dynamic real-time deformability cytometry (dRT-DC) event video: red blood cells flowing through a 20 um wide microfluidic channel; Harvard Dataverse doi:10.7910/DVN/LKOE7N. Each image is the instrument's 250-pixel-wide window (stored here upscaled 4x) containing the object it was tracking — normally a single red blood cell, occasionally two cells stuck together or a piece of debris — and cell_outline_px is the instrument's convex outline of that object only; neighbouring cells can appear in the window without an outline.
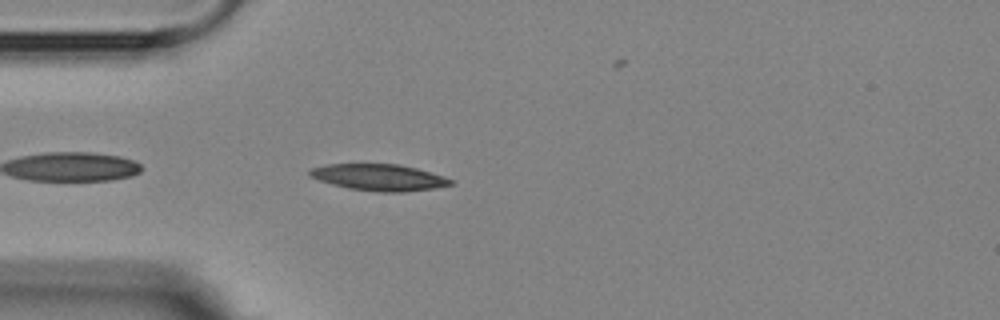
{"species": "Egyptian fruit bat (a non-hibernating species)", "species_latin": "Rousettus aegyptiacus", "temperature_condition": "room temperature", "stored_images_in_passage": 5, "camera_frame_rate_fps": 3000, "um_per_image_px": 0.085, "animal": {"sex": "female"}, "frame": {"image": 1, "passage_image": 4, "time_ms": 3.333, "image_size_px": [1000, 320], "cell_outline_px": [[456, 184], [436, 188], [404, 192], [380, 192], [348, 188], [332, 184], [308, 176], [308, 172], [312, 168], [328, 164], [400, 164], [416, 168], [444, 176], [452, 180]], "centroid_in_image_um": [32.25, 15.08], "position_along_channel_um": 52.7, "area_um2": 21.79}}